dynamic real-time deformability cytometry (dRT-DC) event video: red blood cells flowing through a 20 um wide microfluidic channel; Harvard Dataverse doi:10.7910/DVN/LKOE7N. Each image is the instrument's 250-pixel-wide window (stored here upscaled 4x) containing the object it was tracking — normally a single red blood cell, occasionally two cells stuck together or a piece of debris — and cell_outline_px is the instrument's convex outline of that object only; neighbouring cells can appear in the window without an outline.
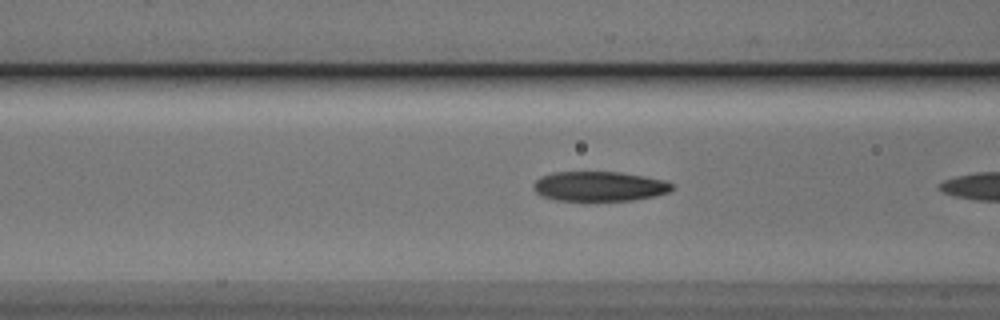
{"species": "Egyptian fruit bat (a non-hibernating species)", "species_latin": "Rousettus aegyptiacus", "temperature_condition": "cold", "stored_images_in_passage": 6, "camera_frame_rate_fps": 3000, "um_per_image_px": 0.085, "animal": {"sex": "male"}, "frame": {"image": 1, "passage_image": 5, "time_ms": 1.333, "image_size_px": [1000, 320], "cell_outline_px": [[672, 188], [668, 192], [656, 196], [632, 200], [584, 204], [556, 200], [540, 196], [532, 188], [532, 184], [540, 176], [556, 172], [620, 172], [664, 180], [672, 184]], "centroid_in_image_um": [50.86, 15.89], "position_along_channel_um": 115.7, "area_um2": 25.03}}